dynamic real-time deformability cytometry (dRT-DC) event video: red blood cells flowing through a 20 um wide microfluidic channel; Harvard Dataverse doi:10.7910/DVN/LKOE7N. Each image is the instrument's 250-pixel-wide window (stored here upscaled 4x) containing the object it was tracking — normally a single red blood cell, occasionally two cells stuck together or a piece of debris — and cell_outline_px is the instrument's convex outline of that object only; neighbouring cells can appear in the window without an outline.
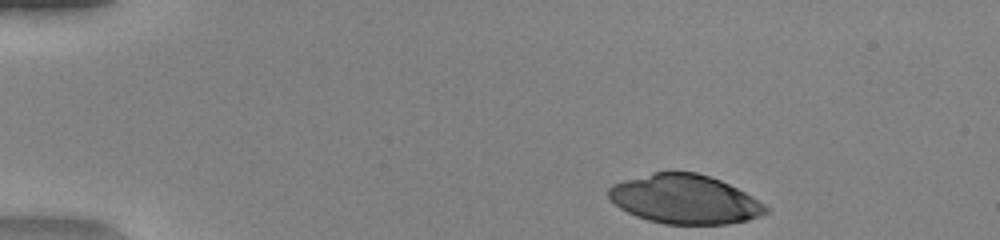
{"species": "human", "species_latin": "Homo sapiens", "temperature_condition": "warm", "stored_images_in_passage": 43, "camera_frame_rate_fps": 3000, "um_per_image_px": 0.085, "donor": {"sex": "female"}, "frame": {"image": 1, "passage_image": 1, "time_ms": 0.0, "image_size_px": [1000, 240], "cell_outline_px": [[772, 208], [768, 212], [760, 216], [748, 220], [728, 224], [664, 224], [648, 220], [636, 216], [620, 208], [608, 196], [608, 188], [612, 184], [624, 180], [652, 172], [696, 172], [720, 180], [752, 196]], "centroid_in_image_um": [58.22, 16.94], "position_along_channel_um": 26.8, "area_um2": 44.97}}
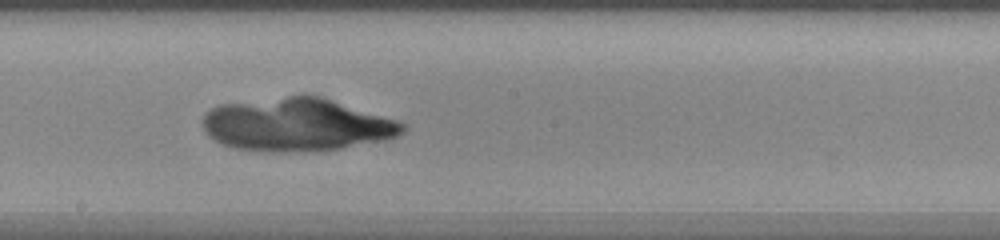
{"frame": {"image": 2, "passage_image": 22, "time_ms": 7.0, "image_size_px": [1000, 240], "cell_outline_px": [[408, 128], [404, 132], [388, 140], [340, 148], [280, 152], [236, 148], [220, 144], [208, 136], [204, 132], [200, 124], [204, 112], [220, 104], [288, 96], [320, 96], [396, 120], [408, 124]], "centroid_in_image_um": [25.19, 10.6], "position_along_channel_um": 223.0, "area_um2": 61.61}}
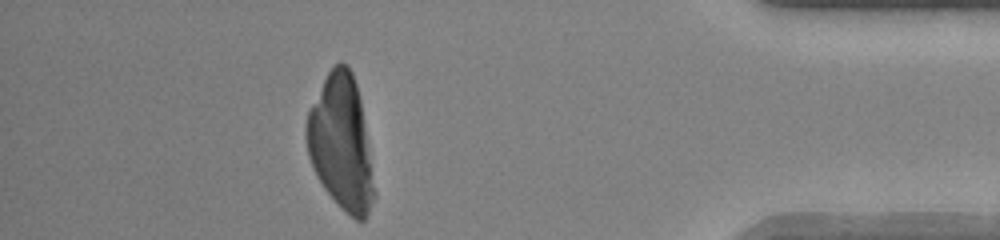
{"frame": {"image": 3, "passage_image": 38, "time_ms": 12.333, "image_size_px": [1000, 240], "cell_outline_px": [[376, 196], [364, 220], [356, 220], [340, 208], [324, 188], [316, 176], [312, 168], [308, 156], [304, 136], [304, 128], [308, 112], [328, 72], [340, 60], [348, 64], [352, 72], [356, 84], [360, 100], [376, 192]], "centroid_in_image_um": [28.97, 12.18], "position_along_channel_um": 406.2, "area_um2": 52.94}}